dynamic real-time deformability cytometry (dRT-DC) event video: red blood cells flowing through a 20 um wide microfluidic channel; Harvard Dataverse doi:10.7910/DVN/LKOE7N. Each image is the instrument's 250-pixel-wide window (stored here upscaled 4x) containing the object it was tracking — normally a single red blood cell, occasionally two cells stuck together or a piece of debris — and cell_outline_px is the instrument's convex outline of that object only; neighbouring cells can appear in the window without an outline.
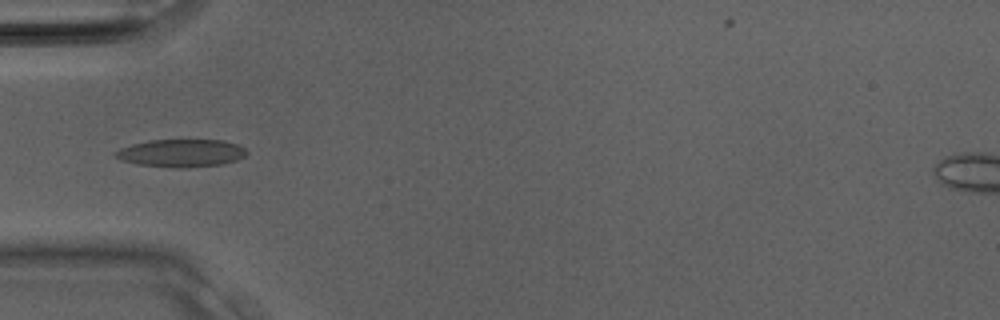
{"species": "Egyptian fruit bat (a non-hibernating species)", "species_latin": "Rousettus aegyptiacus", "temperature_condition": "room temperature", "stored_images_in_passage": 23, "camera_frame_rate_fps": 3000, "um_per_image_px": 0.085, "animal": {"sex": "male"}, "frame": {"image": 1, "passage_image": 3, "time_ms": 0.667, "image_size_px": [1000, 320], "cell_outline_px": [[248, 152], [244, 156], [236, 160], [220, 164], [184, 168], [176, 168], [136, 164], [120, 160], [112, 152], [120, 148], [132, 144], [148, 140], [224, 140], [236, 144], [244, 148]], "centroid_in_image_um": [15.36, 13.01], "position_along_channel_um": 69.6, "area_um2": 21.21}}
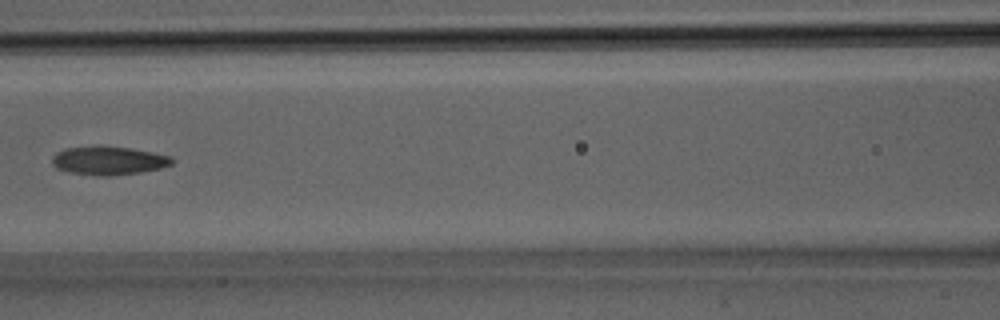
{"frame": {"image": 2, "passage_image": 7, "time_ms": 2.0, "image_size_px": [1000, 320], "cell_outline_px": [[176, 160], [172, 164], [160, 168], [140, 172], [108, 176], [100, 176], [68, 172], [56, 168], [52, 164], [52, 156], [56, 152], [64, 148], [128, 148], [152, 152], [172, 156]], "centroid_in_image_um": [9.25, 13.68], "position_along_channel_um": 157.4, "area_um2": 19.42}}
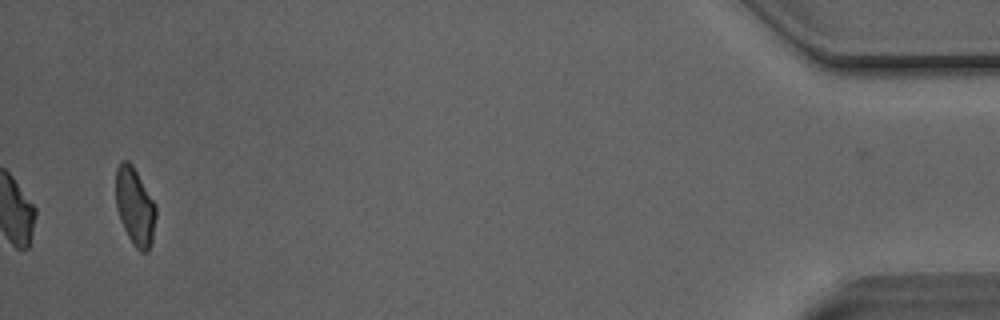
{"frame": {"image": 3, "passage_image": 23, "time_ms": 7.333, "image_size_px": [1000, 320], "cell_outline_px": [[156, 216], [152, 240], [148, 252], [140, 252], [136, 248], [128, 236], [120, 220], [116, 208], [116, 168], [120, 160], [128, 160], [132, 164], [156, 204]], "centroid_in_image_um": [11.47, 17.54], "position_along_channel_um": 423.7, "area_um2": 18.26}}